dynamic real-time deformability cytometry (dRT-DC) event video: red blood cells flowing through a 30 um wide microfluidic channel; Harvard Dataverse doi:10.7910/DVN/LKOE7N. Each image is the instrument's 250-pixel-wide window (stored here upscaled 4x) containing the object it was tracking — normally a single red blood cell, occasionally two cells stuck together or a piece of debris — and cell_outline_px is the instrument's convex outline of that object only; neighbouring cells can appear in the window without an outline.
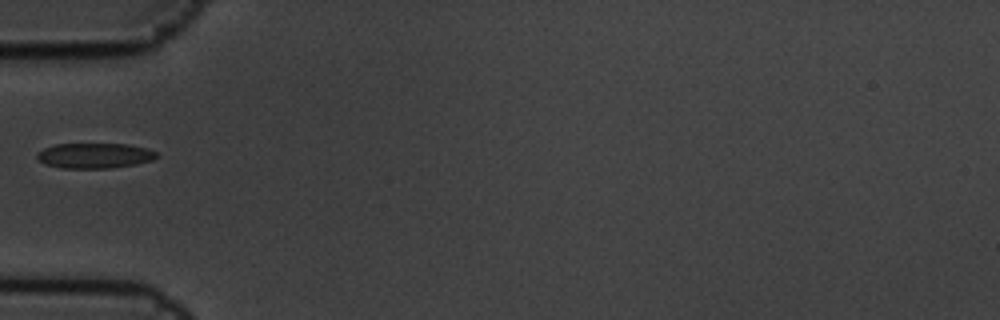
{"species": "common noctule bat (a hibernating species)", "species_latin": "Nyctalus noctula", "temperature_condition": "cold", "stored_images_in_passage": 1, "camera_frame_rate_fps": 3000, "um_per_image_px": 0.085, "animal": {"sex": "male", "body_mass_g": 19.5, "forearm_length_mm": 54.6}, "frame": {"image": 1, "passage_image": 1, "time_ms": 0.0, "image_size_px": [1000, 320], "cell_outline_px": [[160, 156], [152, 160], [136, 164], [112, 168], [60, 168], [44, 164], [36, 156], [36, 152], [44, 148], [56, 144], [128, 144], [148, 148], [156, 152]], "centroid_in_image_um": [8.05, 13.23], "position_along_channel_um": 76.9, "area_um2": 17.74}}